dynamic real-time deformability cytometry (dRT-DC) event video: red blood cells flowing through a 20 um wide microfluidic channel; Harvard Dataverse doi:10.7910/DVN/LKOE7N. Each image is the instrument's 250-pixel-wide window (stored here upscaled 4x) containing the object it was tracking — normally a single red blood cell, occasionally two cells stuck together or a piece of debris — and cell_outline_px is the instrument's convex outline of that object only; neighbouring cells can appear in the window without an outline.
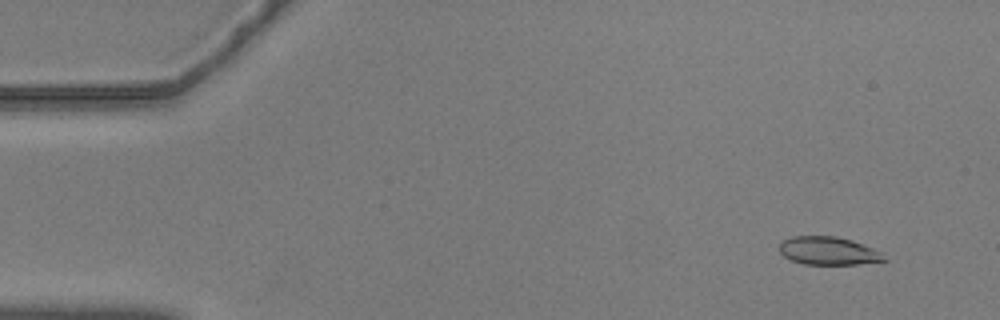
{"species": "common noctule bat (a hibernating species)", "species_latin": "Nyctalus noctula", "temperature_condition": "warm", "stored_images_in_passage": 57, "camera_frame_rate_fps": 3000, "um_per_image_px": 0.085, "animal": {"sex": "male", "body_mass_g": 20.5, "forearm_length_mm": 52.5}, "frame": {"image": 1, "passage_image": 5, "time_ms": 1.333, "image_size_px": [1000, 320], "cell_outline_px": [[888, 260], [856, 264], [804, 264], [792, 260], [784, 256], [780, 252], [780, 244], [784, 240], [792, 236], [836, 236], [852, 240], [872, 248], [880, 252]], "centroid_in_image_um": [70.4, 21.32], "position_along_channel_um": 14.6, "area_um2": 16.94}}
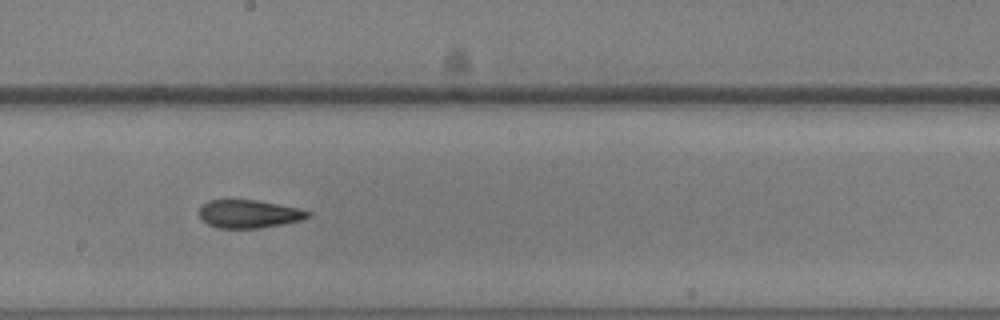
{"frame": {"image": 2, "passage_image": 32, "time_ms": 10.333, "image_size_px": [1000, 320], "cell_outline_px": [[312, 216], [304, 220], [284, 224], [260, 228], [216, 228], [208, 224], [200, 216], [200, 208], [208, 200], [256, 200], [300, 208], [312, 212]], "centroid_in_image_um": [21.24, 18.19], "position_along_channel_um": 227.0, "area_um2": 17.92}}
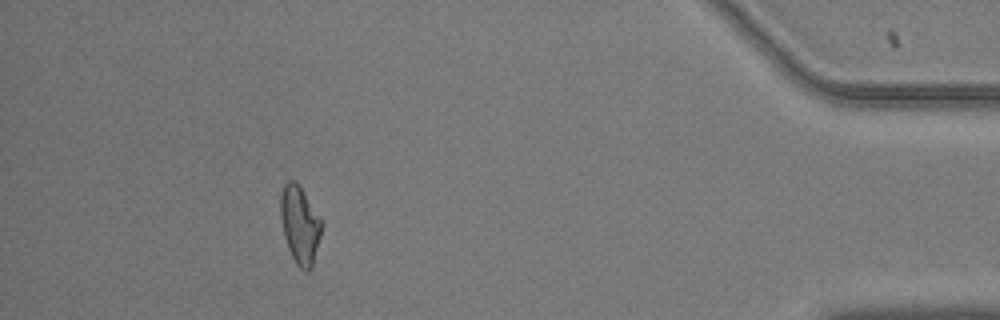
{"frame": {"image": 3, "passage_image": 52, "time_ms": 17.0, "image_size_px": [1000, 320], "cell_outline_px": [[324, 224], [312, 268], [308, 272], [304, 272], [296, 264], [288, 248], [284, 236], [280, 216], [280, 196], [284, 184], [288, 180], [296, 180]], "centroid_in_image_um": [25.5, 19.13], "position_along_channel_um": 409.7, "area_um2": 18.79}, "authors_computed_cell_mechanics": {"area_um2": 18.496, "velocity_mm_per_s": 3.5787, "shape_relaxation_time_tau1_ms": null, "shape_relaxation_time_tau2_ms": 3.7581, "deformation_change_tau1": null, "deformation_change_tau2": 0.1129}}